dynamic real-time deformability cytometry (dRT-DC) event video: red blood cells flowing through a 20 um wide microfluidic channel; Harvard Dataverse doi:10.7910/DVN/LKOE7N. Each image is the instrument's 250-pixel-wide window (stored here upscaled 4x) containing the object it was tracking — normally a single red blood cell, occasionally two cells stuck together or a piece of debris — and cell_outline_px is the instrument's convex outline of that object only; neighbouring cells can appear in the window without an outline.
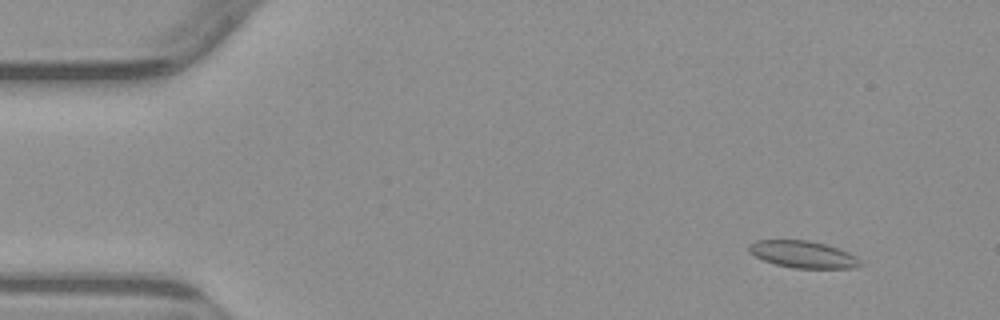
{"species": "common noctule bat (a hibernating species)", "species_latin": "Nyctalus noctula", "temperature_condition": "warm", "stored_images_in_passage": 4, "camera_frame_rate_fps": 3000, "um_per_image_px": 0.085, "animal": {"sex": "male", "body_mass_g": 23.1, "forearm_length_mm": 52.7}, "frame": {"image": 1, "passage_image": 2, "time_ms": 1.333, "image_size_px": [1000, 320], "cell_outline_px": [[864, 264], [856, 268], [792, 268], [776, 264], [764, 260], [748, 252], [748, 244], [756, 240], [808, 240], [824, 244], [848, 252], [856, 256]], "centroid_in_image_um": [68.26, 21.62], "position_along_channel_um": 16.7, "area_um2": 17.51}}